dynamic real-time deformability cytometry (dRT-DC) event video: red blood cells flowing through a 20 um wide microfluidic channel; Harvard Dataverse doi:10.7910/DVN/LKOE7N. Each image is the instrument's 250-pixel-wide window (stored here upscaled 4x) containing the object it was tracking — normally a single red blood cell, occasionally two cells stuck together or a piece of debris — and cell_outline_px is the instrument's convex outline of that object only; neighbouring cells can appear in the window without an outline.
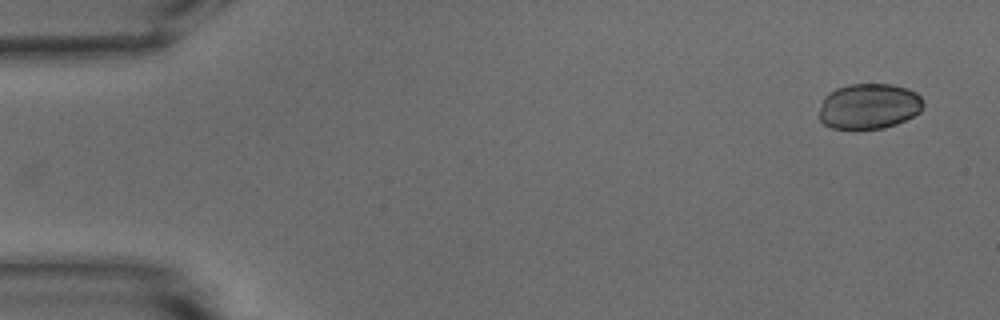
{"species": "common noctule bat (a hibernating species)", "species_latin": "Nyctalus noctula", "temperature_condition": "warm", "stored_images_in_passage": 13, "camera_frame_rate_fps": 3000, "um_per_image_px": 0.085, "animal": {"sex": "male", "body_mass_g": 15.6}, "frame": {"image": 1, "passage_image": 1, "time_ms": 0.0, "image_size_px": [1000, 320], "cell_outline_px": [[924, 108], [920, 112], [896, 124], [884, 128], [852, 132], [832, 128], [824, 124], [820, 120], [820, 104], [824, 96], [828, 92], [836, 88], [852, 84], [892, 84], [908, 88], [916, 92], [920, 96], [924, 104]], "centroid_in_image_um": [73.84, 9.06], "position_along_channel_um": 11.2, "area_um2": 28.44}}
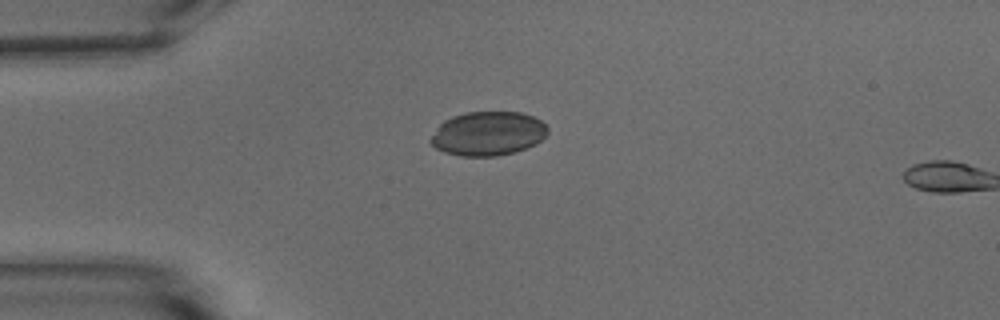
{"frame": {"image": 2, "passage_image": 12, "time_ms": 3.667, "image_size_px": [1000, 320], "cell_outline_px": [[548, 132], [536, 144], [516, 152], [496, 156], [460, 156], [444, 152], [436, 148], [428, 140], [436, 128], [444, 120], [452, 116], [464, 112], [520, 112], [532, 116], [540, 120], [548, 128]], "centroid_in_image_um": [41.45, 11.35], "position_along_channel_um": 43.5, "area_um2": 30.17}}